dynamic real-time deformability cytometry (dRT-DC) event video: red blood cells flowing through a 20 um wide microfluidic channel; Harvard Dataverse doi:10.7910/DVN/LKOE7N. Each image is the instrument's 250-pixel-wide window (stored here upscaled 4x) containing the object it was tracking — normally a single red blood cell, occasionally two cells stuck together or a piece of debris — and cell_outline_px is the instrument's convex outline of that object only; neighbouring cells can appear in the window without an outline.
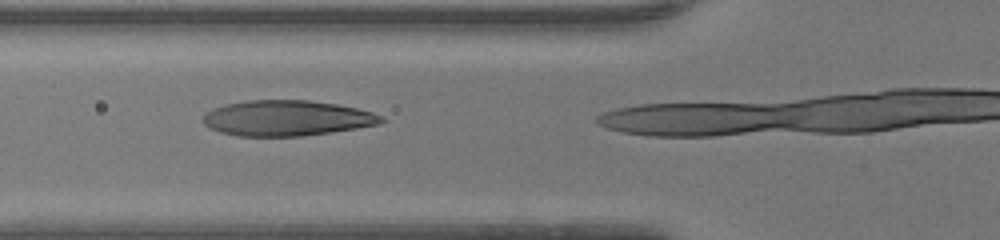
{"species": "human", "species_latin": "Homo sapiens", "temperature_condition": "warm", "stored_images_in_passage": 13, "camera_frame_rate_fps": 3000, "um_per_image_px": 0.085, "donor": {"sex": "female"}, "frame": {"image": 1, "passage_image": 11, "time_ms": 3.333, "image_size_px": [1000, 240], "cell_outline_px": [[388, 120], [380, 124], [332, 132], [300, 136], [236, 136], [220, 132], [208, 128], [204, 124], [204, 116], [212, 108], [224, 104], [248, 100], [308, 100], [336, 104], [356, 108], [372, 112]], "centroid_in_image_um": [24.37, 10.04], "position_along_channel_um": 101.4, "area_um2": 36.93}}